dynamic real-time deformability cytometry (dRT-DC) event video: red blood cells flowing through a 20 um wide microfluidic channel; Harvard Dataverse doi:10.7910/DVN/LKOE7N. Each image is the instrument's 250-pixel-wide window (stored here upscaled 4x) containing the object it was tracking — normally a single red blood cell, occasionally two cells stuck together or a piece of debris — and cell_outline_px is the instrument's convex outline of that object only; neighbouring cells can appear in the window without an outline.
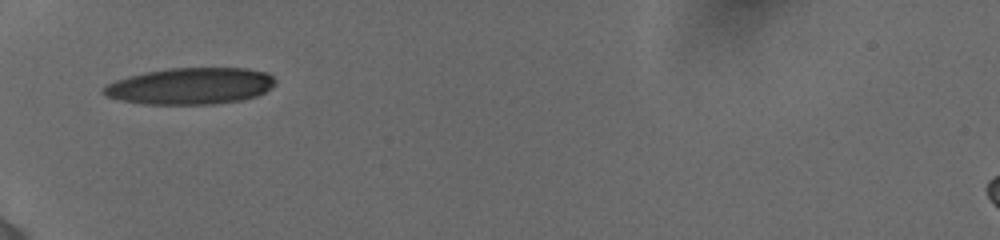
{"species": "human", "species_latin": "Homo sapiens", "temperature_condition": "cold", "stored_images_in_passage": 34, "camera_frame_rate_fps": 3000, "um_per_image_px": 0.085, "donor": {"sex": "female"}, "frame": {"image": 1, "passage_image": 1, "time_ms": 0.0, "image_size_px": [1000, 240], "cell_outline_px": [[276, 84], [264, 92], [256, 96], [244, 100], [212, 104], [140, 104], [120, 100], [104, 96], [100, 92], [100, 88], [116, 80], [128, 76], [144, 72], [168, 68], [248, 68], [268, 72], [276, 80]], "centroid_in_image_um": [16.17, 7.31], "position_along_channel_um": 68.8, "area_um2": 37.05}}
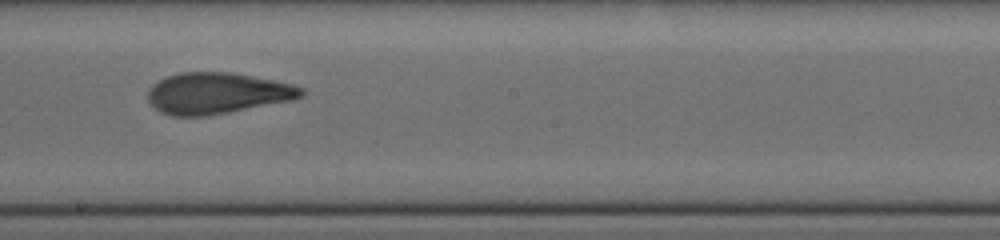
{"frame": {"image": 2, "passage_image": 21, "time_ms": 4.333, "image_size_px": [1000, 240], "cell_outline_px": [[304, 96], [292, 100], [228, 112], [204, 116], [172, 116], [160, 112], [148, 100], [148, 92], [152, 84], [168, 76], [180, 72], [232, 72], [292, 84], [304, 88]], "centroid_in_image_um": [18.46, 7.92], "position_along_channel_um": 229.7, "area_um2": 36.65}}
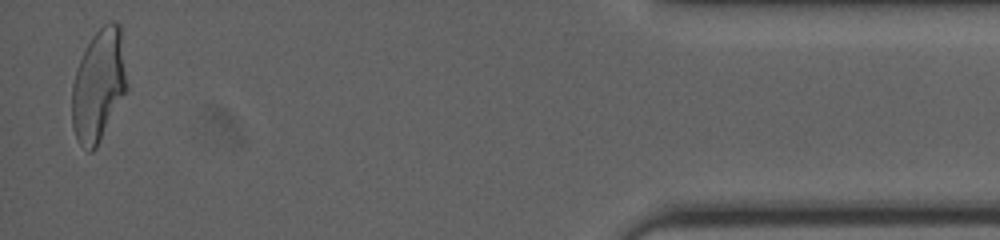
{"frame": {"image": 3, "passage_image": 34, "time_ms": 11.0, "image_size_px": [1000, 240], "cell_outline_px": [[128, 88], [96, 148], [92, 152], [88, 152], [80, 144], [72, 128], [72, 84], [80, 60], [92, 36], [108, 20], [112, 20], [120, 24], [128, 84]], "centroid_in_image_um": [8.4, 7.24], "position_along_channel_um": 426.8, "area_um2": 35.89}, "authors_computed_cell_mechanics": {"area_um2": 37.0498, "velocity_mm_per_s": 3.8914, "shape_relaxation_time_tau1_ms": 4.5484, "shape_relaxation_time_tau2_ms": 1.5729, "deformation_change_tau1": 0.2118, "deformation_change_tau2": 0.0982}}